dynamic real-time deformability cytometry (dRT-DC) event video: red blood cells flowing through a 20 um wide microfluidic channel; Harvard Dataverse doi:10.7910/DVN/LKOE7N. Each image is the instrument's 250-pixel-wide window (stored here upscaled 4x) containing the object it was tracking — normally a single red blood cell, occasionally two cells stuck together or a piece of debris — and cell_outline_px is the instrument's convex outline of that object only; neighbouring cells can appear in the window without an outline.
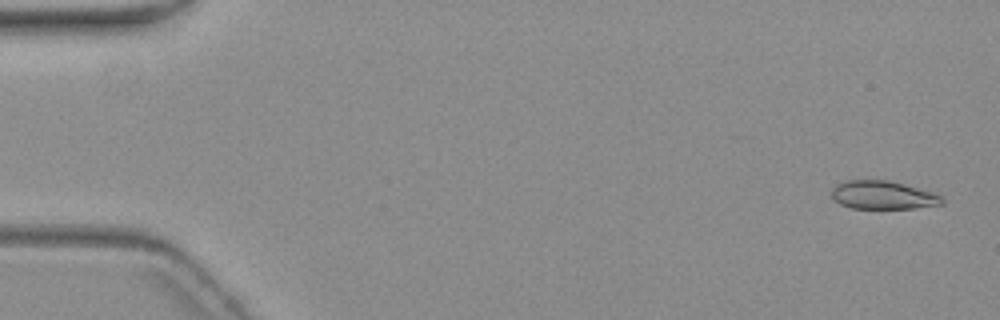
{"species": "common noctule bat (a hibernating species)", "species_latin": "Nyctalus noctula", "temperature_condition": "warm", "stored_images_in_passage": 7, "camera_frame_rate_fps": 3000, "um_per_image_px": 0.085, "animal": {"sex": "female", "body_mass_g": 19.3, "forearm_length_mm": 54.1}, "frame": {"image": 1, "passage_image": 1, "time_ms": 0.0, "image_size_px": [1000, 320], "cell_outline_px": [[944, 204], [912, 208], [852, 208], [840, 204], [832, 200], [832, 188], [836, 184], [844, 180], [888, 180], [904, 184], [932, 192], [940, 196], [944, 200]], "centroid_in_image_um": [75.0, 16.58], "position_along_channel_um": 10.0, "area_um2": 18.21}}
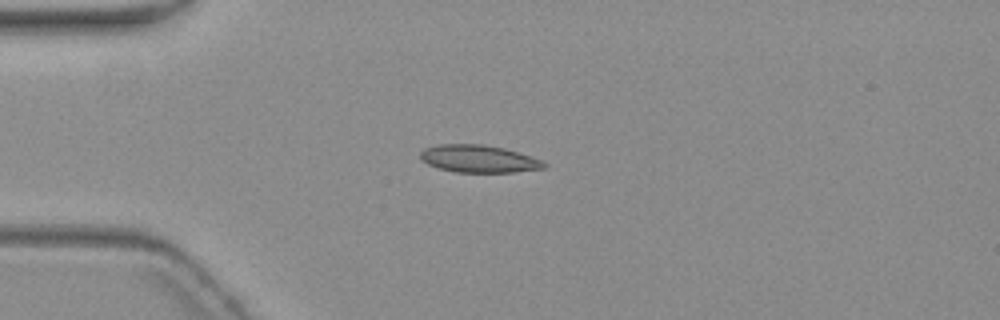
{"frame": {"image": 2, "passage_image": 4, "time_ms": 4.333, "image_size_px": [1000, 320], "cell_outline_px": [[548, 168], [512, 172], [456, 172], [440, 168], [428, 164], [420, 160], [420, 152], [424, 148], [440, 144], [484, 144], [504, 148], [532, 156], [544, 160], [548, 164]], "centroid_in_image_um": [40.74, 13.49], "position_along_channel_um": 44.3, "area_um2": 20.0}}
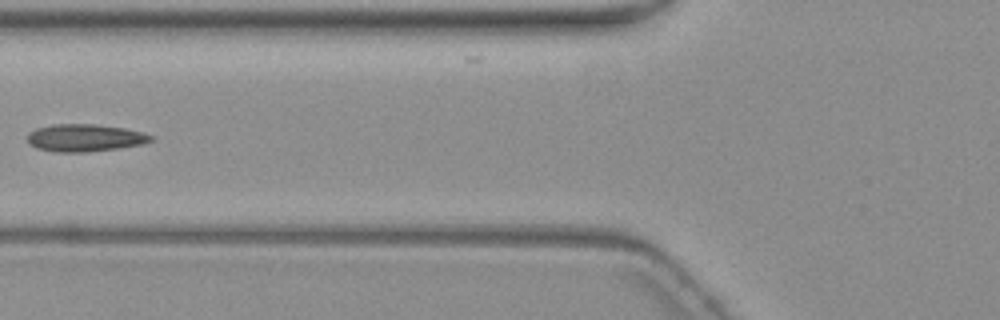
{"frame": {"image": 3, "passage_image": 6, "time_ms": 7.0, "image_size_px": [1000, 320], "cell_outline_px": [[156, 136], [152, 140], [144, 144], [120, 148], [88, 152], [56, 152], [36, 148], [28, 144], [28, 132], [36, 128], [52, 124], [92, 124], [124, 128]], "centroid_in_image_um": [7.2, 11.72], "position_along_channel_um": 118.6, "area_um2": 19.88}}